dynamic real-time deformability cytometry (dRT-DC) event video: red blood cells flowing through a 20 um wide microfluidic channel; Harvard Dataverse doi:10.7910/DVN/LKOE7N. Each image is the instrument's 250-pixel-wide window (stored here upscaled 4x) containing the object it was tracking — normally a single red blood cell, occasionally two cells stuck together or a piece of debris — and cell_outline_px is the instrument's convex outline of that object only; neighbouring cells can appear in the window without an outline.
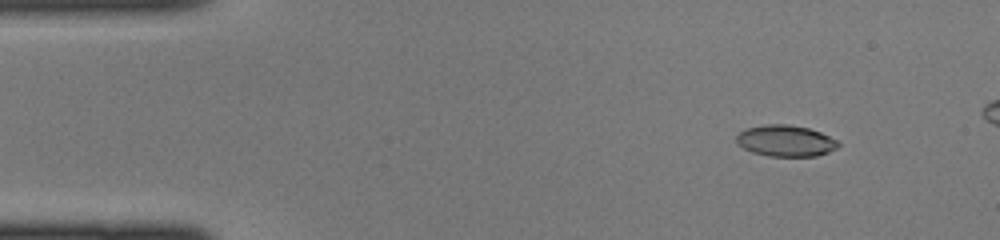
{"species": "common noctule bat (a hibernating species)", "species_latin": "Nyctalus noctula", "temperature_condition": "cold", "stored_images_in_passage": 40, "camera_frame_rate_fps": 3000, "um_per_image_px": 0.085, "animal": {"sex": "female", "body_mass_g": 22.0, "forearm_length_mm": 56.7}, "frame": {"image": 1, "passage_image": 3, "time_ms": 0.667, "image_size_px": [1000, 240], "cell_outline_px": [[840, 144], [836, 148], [828, 152], [816, 156], [768, 156], [752, 152], [744, 148], [736, 140], [736, 136], [744, 128], [764, 124], [788, 124], [808, 128], [820, 132], [836, 140]], "centroid_in_image_um": [66.76, 11.96], "position_along_channel_um": 18.2, "area_um2": 18.5}}
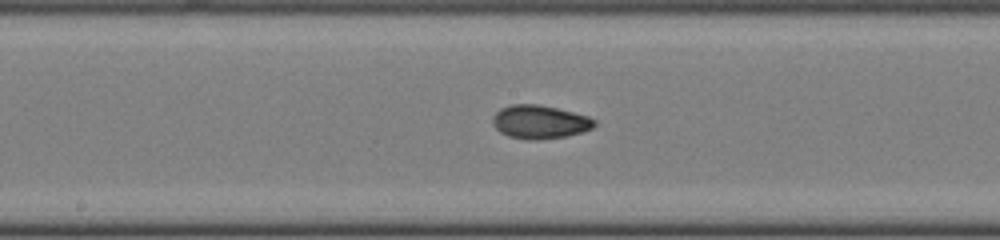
{"frame": {"image": 2, "passage_image": 21, "time_ms": 6.667, "image_size_px": [1000, 240], "cell_outline_px": [[596, 124], [592, 128], [580, 132], [564, 136], [536, 140], [528, 140], [508, 136], [500, 132], [492, 124], [492, 116], [500, 108], [512, 104], [536, 104], [556, 108], [588, 116], [596, 120]], "centroid_in_image_um": [45.84, 10.36], "position_along_channel_um": 202.4, "area_um2": 19.77}}
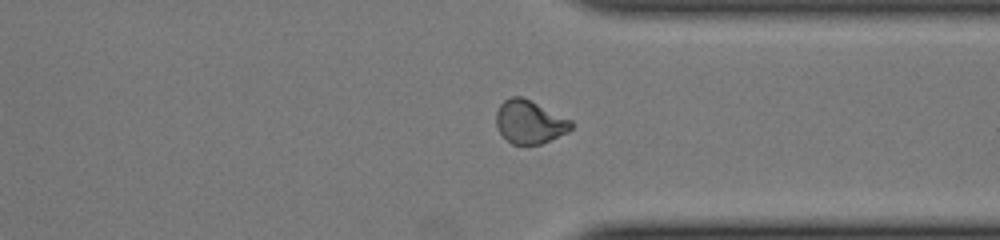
{"frame": {"image": 3, "passage_image": 32, "time_ms": 10.333, "image_size_px": [1000, 240], "cell_outline_px": [[572, 128], [568, 132], [540, 144], [512, 144], [500, 132], [496, 124], [496, 112], [500, 104], [504, 100], [512, 96], [520, 96], [572, 120]], "centroid_in_image_um": [45.01, 10.36], "position_along_channel_um": 366.4, "area_um2": 18.61}}